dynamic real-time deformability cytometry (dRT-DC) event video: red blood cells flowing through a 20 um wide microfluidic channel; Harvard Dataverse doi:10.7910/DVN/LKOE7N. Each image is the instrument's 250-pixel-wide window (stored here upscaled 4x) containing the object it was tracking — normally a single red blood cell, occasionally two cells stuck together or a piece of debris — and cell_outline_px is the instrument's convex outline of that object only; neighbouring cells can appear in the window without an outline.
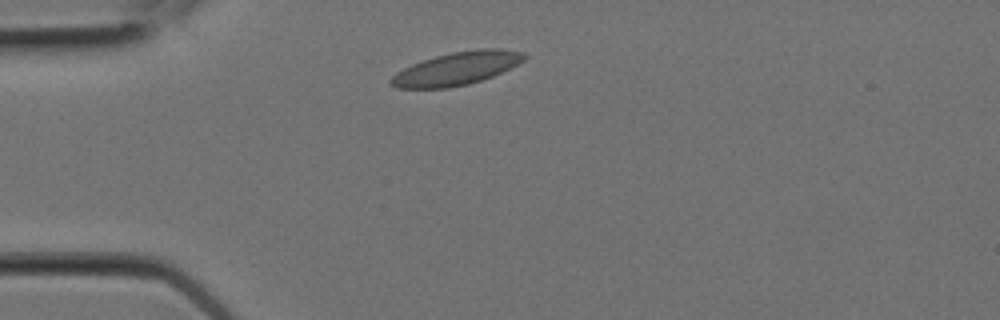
{"species": "Egyptian fruit bat (a non-hibernating species)", "species_latin": "Rousettus aegyptiacus", "temperature_condition": "room temperature", "stored_images_in_passage": 4, "camera_frame_rate_fps": 3000, "um_per_image_px": 0.085, "animal": {"sex": "female"}, "frame": {"image": 1, "passage_image": 2, "time_ms": 0.333, "image_size_px": [1000, 320], "cell_outline_px": [[528, 56], [524, 60], [492, 76], [468, 84], [448, 88], [396, 88], [388, 84], [388, 80], [396, 72], [412, 64], [436, 56], [452, 52], [480, 48], [500, 48], [524, 52]], "centroid_in_image_um": [38.79, 5.82], "position_along_channel_um": 46.2, "area_um2": 25.55}}
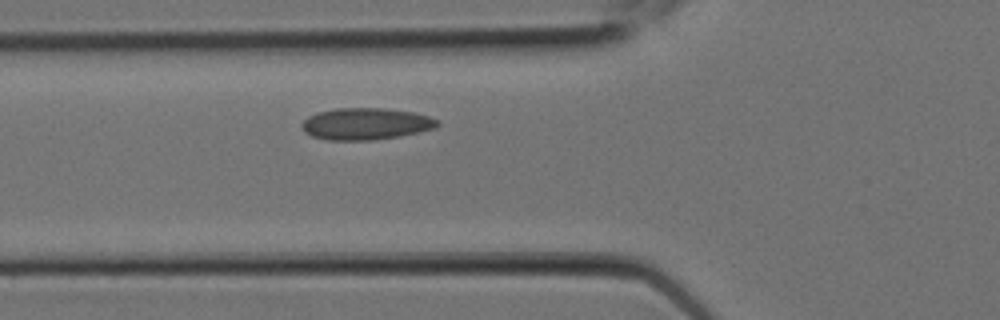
{"frame": {"image": 2, "passage_image": 4, "time_ms": 1.0, "image_size_px": [1000, 320], "cell_outline_px": [[440, 124], [436, 128], [400, 136], [372, 140], [328, 140], [312, 136], [304, 132], [300, 124], [308, 116], [316, 112], [336, 108], [384, 108], [412, 112], [428, 116], [440, 120]], "centroid_in_image_um": [31.08, 10.52], "position_along_channel_um": 94.7, "area_um2": 25.26}}